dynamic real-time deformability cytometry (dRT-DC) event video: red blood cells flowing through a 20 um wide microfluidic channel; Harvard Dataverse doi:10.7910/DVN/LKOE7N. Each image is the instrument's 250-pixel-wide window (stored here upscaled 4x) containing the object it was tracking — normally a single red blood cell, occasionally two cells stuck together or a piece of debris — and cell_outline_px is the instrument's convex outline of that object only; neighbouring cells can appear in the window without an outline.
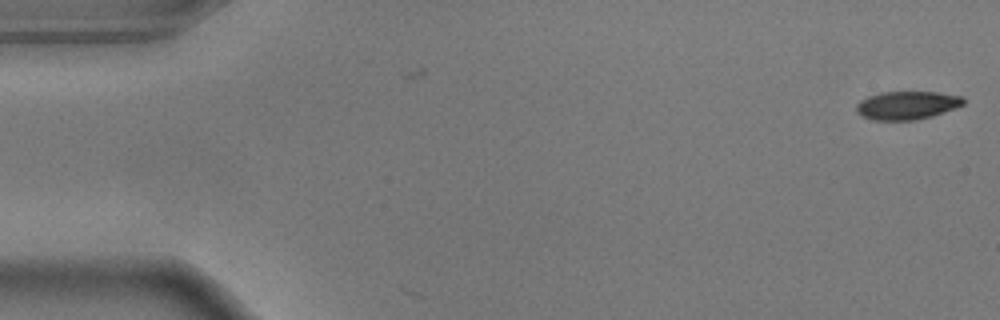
{"species": "common noctule bat (a hibernating species)", "species_latin": "Nyctalus noctula", "temperature_condition": "warm", "stored_images_in_passage": 2, "camera_frame_rate_fps": 3000, "um_per_image_px": 0.085, "animal": {"sex": "male", "body_mass_g": 17.9}, "frame": {"image": 1, "passage_image": 2, "time_ms": 0.333, "image_size_px": [1000, 320], "cell_outline_px": [[964, 104], [932, 116], [912, 120], [872, 120], [856, 112], [856, 104], [860, 100], [868, 96], [880, 92], [936, 92], [964, 96]], "centroid_in_image_um": [77.07, 8.94], "position_along_channel_um": 7.9, "area_um2": 17.57}}